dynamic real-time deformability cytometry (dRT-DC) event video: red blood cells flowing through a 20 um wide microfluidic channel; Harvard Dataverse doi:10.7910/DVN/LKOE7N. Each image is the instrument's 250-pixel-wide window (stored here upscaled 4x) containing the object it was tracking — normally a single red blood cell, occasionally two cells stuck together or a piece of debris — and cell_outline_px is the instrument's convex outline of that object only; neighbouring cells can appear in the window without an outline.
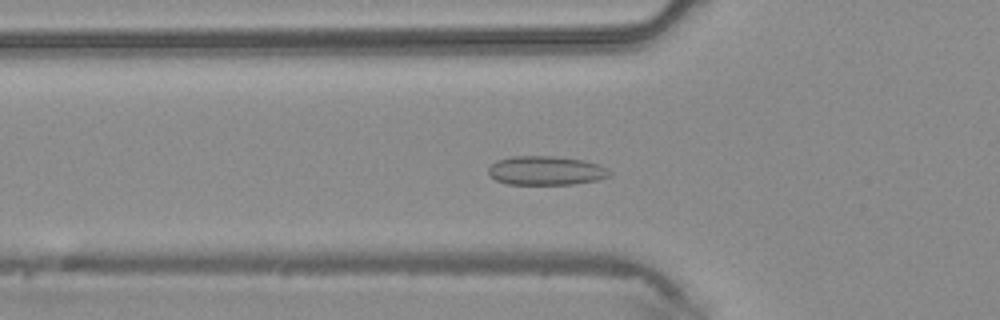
{"species": "common noctule bat (a hibernating species)", "species_latin": "Nyctalus noctula", "temperature_condition": "warm", "stored_images_in_passage": 45, "camera_frame_rate_fps": 3000, "um_per_image_px": 0.085, "animal": {"sex": "male", "body_mass_g": 20.4}, "frame": {"image": 1, "passage_image": 15, "time_ms": 4.667, "image_size_px": [1000, 320], "cell_outline_px": [[612, 176], [596, 180], [576, 184], [508, 184], [496, 180], [488, 176], [488, 168], [496, 160], [512, 156], [552, 156], [584, 160], [600, 164], [608, 168], [612, 172]], "centroid_in_image_um": [46.43, 14.5], "position_along_channel_um": 79.4, "area_um2": 20.75}}
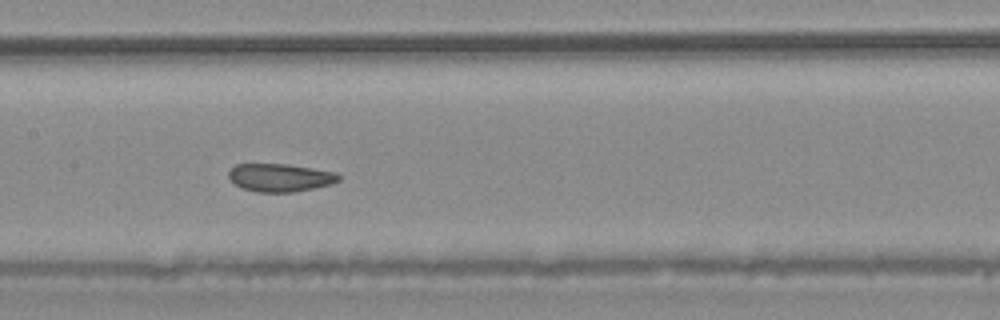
{"frame": {"image": 2, "passage_image": 22, "time_ms": 7.0, "image_size_px": [1000, 320], "cell_outline_px": [[340, 180], [332, 184], [316, 188], [292, 192], [260, 192], [244, 188], [236, 184], [228, 176], [228, 172], [236, 164], [288, 164], [336, 172], [340, 176]], "centroid_in_image_um": [23.85, 15.09], "position_along_channel_um": 183.5, "area_um2": 17.86}}
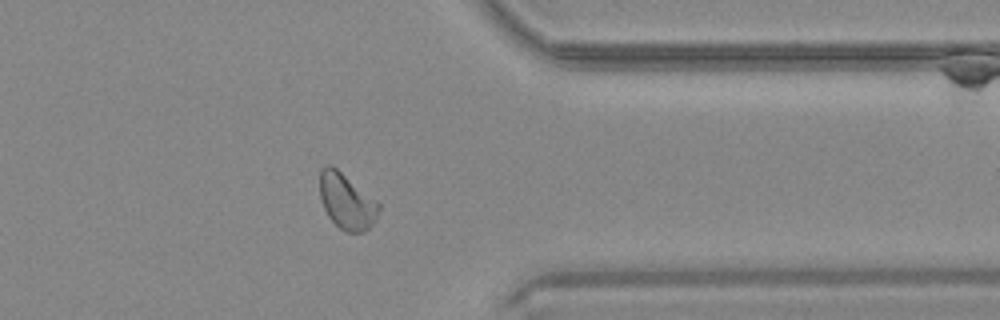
{"frame": {"image": 3, "passage_image": 36, "time_ms": 11.667, "image_size_px": [1000, 320], "cell_outline_px": [[380, 208], [376, 220], [368, 228], [360, 232], [348, 232], [340, 228], [328, 216], [324, 208], [320, 196], [320, 168], [324, 164], [332, 164], [376, 200], [380, 204]], "centroid_in_image_um": [29.45, 17.08], "position_along_channel_um": 381.9, "area_um2": 19.07}}